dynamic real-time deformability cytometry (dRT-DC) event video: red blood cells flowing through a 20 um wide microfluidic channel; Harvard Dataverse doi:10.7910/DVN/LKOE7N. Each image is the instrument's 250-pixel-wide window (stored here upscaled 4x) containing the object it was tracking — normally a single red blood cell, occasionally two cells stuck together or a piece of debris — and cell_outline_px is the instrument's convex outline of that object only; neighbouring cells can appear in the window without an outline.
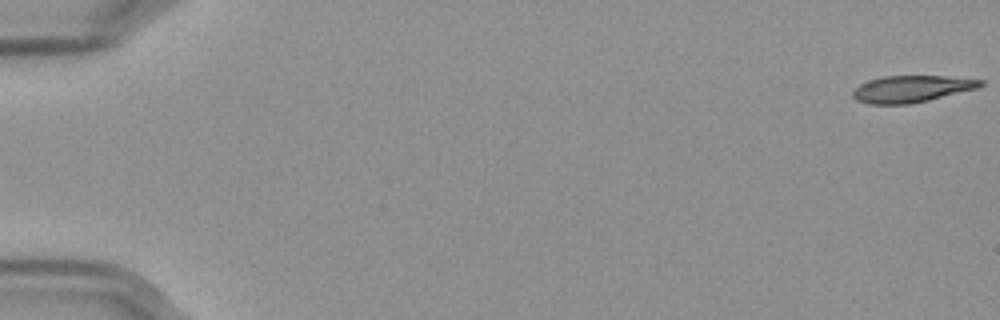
{"species": "Egyptian fruit bat (a non-hibernating species)", "species_latin": "Rousettus aegyptiacus", "temperature_condition": "cold", "stored_images_in_passage": 16, "camera_frame_rate_fps": 3000, "um_per_image_px": 0.085, "frame": {"image": 1, "passage_image": 1, "time_ms": 0.0, "image_size_px": [1000, 320], "cell_outline_px": [[984, 84], [976, 88], [928, 100], [908, 104], [868, 104], [856, 100], [852, 96], [852, 92], [860, 84], [868, 80], [884, 76], [944, 76], [984, 80]], "centroid_in_image_um": [77.44, 7.55], "position_along_channel_um": 7.6, "area_um2": 19.71}}
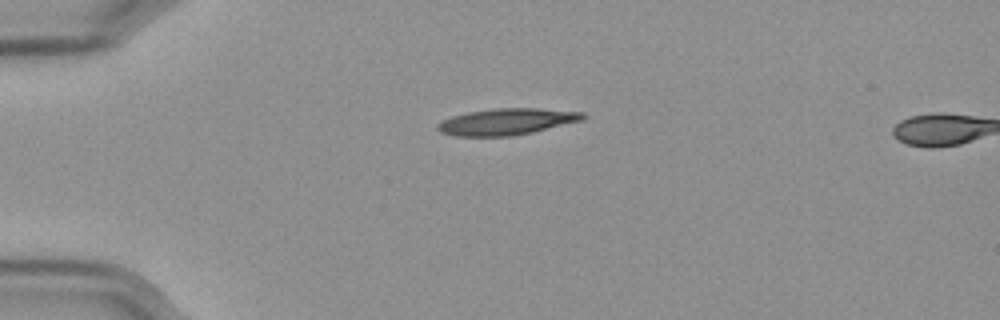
{"frame": {"image": 2, "passage_image": 15, "time_ms": 4.667, "image_size_px": [1000, 320], "cell_outline_px": [[588, 116], [584, 120], [532, 132], [512, 136], [456, 136], [440, 132], [436, 128], [436, 124], [452, 116], [468, 112], [492, 108], [536, 108], [584, 112]], "centroid_in_image_um": [43.09, 10.34], "position_along_channel_um": 41.9, "area_um2": 22.48}}